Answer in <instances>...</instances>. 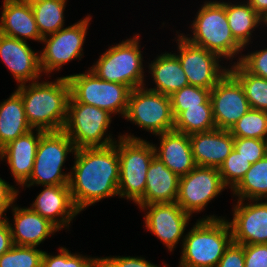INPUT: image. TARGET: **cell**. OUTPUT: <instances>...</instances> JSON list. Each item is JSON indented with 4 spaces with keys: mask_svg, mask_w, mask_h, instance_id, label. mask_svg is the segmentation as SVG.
Instances as JSON below:
<instances>
[{
    "mask_svg": "<svg viewBox=\"0 0 267 267\" xmlns=\"http://www.w3.org/2000/svg\"><path fill=\"white\" fill-rule=\"evenodd\" d=\"M69 188L81 212L104 198L118 195L120 162L116 142L105 147L76 149Z\"/></svg>",
    "mask_w": 267,
    "mask_h": 267,
    "instance_id": "obj_1",
    "label": "cell"
},
{
    "mask_svg": "<svg viewBox=\"0 0 267 267\" xmlns=\"http://www.w3.org/2000/svg\"><path fill=\"white\" fill-rule=\"evenodd\" d=\"M22 98L25 116L32 129L61 131L67 120L70 84L66 76L52 81L22 84L15 90Z\"/></svg>",
    "mask_w": 267,
    "mask_h": 267,
    "instance_id": "obj_2",
    "label": "cell"
},
{
    "mask_svg": "<svg viewBox=\"0 0 267 267\" xmlns=\"http://www.w3.org/2000/svg\"><path fill=\"white\" fill-rule=\"evenodd\" d=\"M181 241L178 267H216L233 240L225 217L207 215L198 219Z\"/></svg>",
    "mask_w": 267,
    "mask_h": 267,
    "instance_id": "obj_3",
    "label": "cell"
},
{
    "mask_svg": "<svg viewBox=\"0 0 267 267\" xmlns=\"http://www.w3.org/2000/svg\"><path fill=\"white\" fill-rule=\"evenodd\" d=\"M195 16L190 27L192 36H184L190 43L231 61L243 52L231 34L223 1H205Z\"/></svg>",
    "mask_w": 267,
    "mask_h": 267,
    "instance_id": "obj_4",
    "label": "cell"
},
{
    "mask_svg": "<svg viewBox=\"0 0 267 267\" xmlns=\"http://www.w3.org/2000/svg\"><path fill=\"white\" fill-rule=\"evenodd\" d=\"M118 139L116 141L120 162L118 196L137 204L144 197L147 170L155 156L153 142L135 137L131 133L119 135Z\"/></svg>",
    "mask_w": 267,
    "mask_h": 267,
    "instance_id": "obj_5",
    "label": "cell"
},
{
    "mask_svg": "<svg viewBox=\"0 0 267 267\" xmlns=\"http://www.w3.org/2000/svg\"><path fill=\"white\" fill-rule=\"evenodd\" d=\"M133 36L110 46L89 69L102 80L124 84L131 90L146 86L140 35Z\"/></svg>",
    "mask_w": 267,
    "mask_h": 267,
    "instance_id": "obj_6",
    "label": "cell"
},
{
    "mask_svg": "<svg viewBox=\"0 0 267 267\" xmlns=\"http://www.w3.org/2000/svg\"><path fill=\"white\" fill-rule=\"evenodd\" d=\"M72 140L63 131H46L41 135L32 173L21 187L69 185L71 172L62 169L69 153L75 154Z\"/></svg>",
    "mask_w": 267,
    "mask_h": 267,
    "instance_id": "obj_7",
    "label": "cell"
},
{
    "mask_svg": "<svg viewBox=\"0 0 267 267\" xmlns=\"http://www.w3.org/2000/svg\"><path fill=\"white\" fill-rule=\"evenodd\" d=\"M111 116L106 110L77 102L70 95L63 131L76 149L109 146L117 141L107 131L112 121Z\"/></svg>",
    "mask_w": 267,
    "mask_h": 267,
    "instance_id": "obj_8",
    "label": "cell"
},
{
    "mask_svg": "<svg viewBox=\"0 0 267 267\" xmlns=\"http://www.w3.org/2000/svg\"><path fill=\"white\" fill-rule=\"evenodd\" d=\"M70 84V95L80 103L106 110L112 115L127 111L131 89L119 83L99 78L89 68L85 73L66 76Z\"/></svg>",
    "mask_w": 267,
    "mask_h": 267,
    "instance_id": "obj_9",
    "label": "cell"
},
{
    "mask_svg": "<svg viewBox=\"0 0 267 267\" xmlns=\"http://www.w3.org/2000/svg\"><path fill=\"white\" fill-rule=\"evenodd\" d=\"M124 118L153 135L174 129L170 96L145 86L131 90Z\"/></svg>",
    "mask_w": 267,
    "mask_h": 267,
    "instance_id": "obj_10",
    "label": "cell"
},
{
    "mask_svg": "<svg viewBox=\"0 0 267 267\" xmlns=\"http://www.w3.org/2000/svg\"><path fill=\"white\" fill-rule=\"evenodd\" d=\"M88 14L84 19L58 32L42 38L45 46L40 51V67L46 76L59 71L68 62L83 57V45L91 21Z\"/></svg>",
    "mask_w": 267,
    "mask_h": 267,
    "instance_id": "obj_11",
    "label": "cell"
},
{
    "mask_svg": "<svg viewBox=\"0 0 267 267\" xmlns=\"http://www.w3.org/2000/svg\"><path fill=\"white\" fill-rule=\"evenodd\" d=\"M177 33V50L173 53L181 64L189 85L211 90L229 71L219 64L222 59L214 52L190 43L183 33Z\"/></svg>",
    "mask_w": 267,
    "mask_h": 267,
    "instance_id": "obj_12",
    "label": "cell"
},
{
    "mask_svg": "<svg viewBox=\"0 0 267 267\" xmlns=\"http://www.w3.org/2000/svg\"><path fill=\"white\" fill-rule=\"evenodd\" d=\"M225 189L218 168L196 166L180 177L176 203L192 217Z\"/></svg>",
    "mask_w": 267,
    "mask_h": 267,
    "instance_id": "obj_13",
    "label": "cell"
},
{
    "mask_svg": "<svg viewBox=\"0 0 267 267\" xmlns=\"http://www.w3.org/2000/svg\"><path fill=\"white\" fill-rule=\"evenodd\" d=\"M144 216L145 227L163 242L170 252L174 250L189 225L191 216L176 202L152 203L139 206ZM148 210V211H147Z\"/></svg>",
    "mask_w": 267,
    "mask_h": 267,
    "instance_id": "obj_14",
    "label": "cell"
},
{
    "mask_svg": "<svg viewBox=\"0 0 267 267\" xmlns=\"http://www.w3.org/2000/svg\"><path fill=\"white\" fill-rule=\"evenodd\" d=\"M210 99L218 129L230 130L251 109L242 85L229 71L211 89Z\"/></svg>",
    "mask_w": 267,
    "mask_h": 267,
    "instance_id": "obj_15",
    "label": "cell"
},
{
    "mask_svg": "<svg viewBox=\"0 0 267 267\" xmlns=\"http://www.w3.org/2000/svg\"><path fill=\"white\" fill-rule=\"evenodd\" d=\"M237 200L228 223L233 242L241 245L267 244V200ZM252 202V203H251Z\"/></svg>",
    "mask_w": 267,
    "mask_h": 267,
    "instance_id": "obj_16",
    "label": "cell"
},
{
    "mask_svg": "<svg viewBox=\"0 0 267 267\" xmlns=\"http://www.w3.org/2000/svg\"><path fill=\"white\" fill-rule=\"evenodd\" d=\"M38 53L31 49L28 42L0 33V58L18 86L37 81L43 76Z\"/></svg>",
    "mask_w": 267,
    "mask_h": 267,
    "instance_id": "obj_17",
    "label": "cell"
},
{
    "mask_svg": "<svg viewBox=\"0 0 267 267\" xmlns=\"http://www.w3.org/2000/svg\"><path fill=\"white\" fill-rule=\"evenodd\" d=\"M30 208L48 219L59 230L69 229L71 221L80 213L73 202L69 185L44 186Z\"/></svg>",
    "mask_w": 267,
    "mask_h": 267,
    "instance_id": "obj_18",
    "label": "cell"
},
{
    "mask_svg": "<svg viewBox=\"0 0 267 267\" xmlns=\"http://www.w3.org/2000/svg\"><path fill=\"white\" fill-rule=\"evenodd\" d=\"M36 131V132H34ZM45 131L32 129L0 149V159L9 165L16 185L22 186L30 177L41 135Z\"/></svg>",
    "mask_w": 267,
    "mask_h": 267,
    "instance_id": "obj_19",
    "label": "cell"
},
{
    "mask_svg": "<svg viewBox=\"0 0 267 267\" xmlns=\"http://www.w3.org/2000/svg\"><path fill=\"white\" fill-rule=\"evenodd\" d=\"M196 166L218 168L234 149V137L229 130L215 128L189 135Z\"/></svg>",
    "mask_w": 267,
    "mask_h": 267,
    "instance_id": "obj_20",
    "label": "cell"
},
{
    "mask_svg": "<svg viewBox=\"0 0 267 267\" xmlns=\"http://www.w3.org/2000/svg\"><path fill=\"white\" fill-rule=\"evenodd\" d=\"M11 209L14 223L8 221V224L11 229L13 245L38 247L50 235L59 232L54 224L30 207L21 208L15 204Z\"/></svg>",
    "mask_w": 267,
    "mask_h": 267,
    "instance_id": "obj_21",
    "label": "cell"
},
{
    "mask_svg": "<svg viewBox=\"0 0 267 267\" xmlns=\"http://www.w3.org/2000/svg\"><path fill=\"white\" fill-rule=\"evenodd\" d=\"M155 136L160 141L159 147L153 144L155 156L172 172L182 177L196 167L188 134L172 130Z\"/></svg>",
    "mask_w": 267,
    "mask_h": 267,
    "instance_id": "obj_22",
    "label": "cell"
},
{
    "mask_svg": "<svg viewBox=\"0 0 267 267\" xmlns=\"http://www.w3.org/2000/svg\"><path fill=\"white\" fill-rule=\"evenodd\" d=\"M0 33L27 42H42L31 5L17 0H3Z\"/></svg>",
    "mask_w": 267,
    "mask_h": 267,
    "instance_id": "obj_23",
    "label": "cell"
},
{
    "mask_svg": "<svg viewBox=\"0 0 267 267\" xmlns=\"http://www.w3.org/2000/svg\"><path fill=\"white\" fill-rule=\"evenodd\" d=\"M179 181L180 177L154 156L146 174L144 197L136 205L176 202Z\"/></svg>",
    "mask_w": 267,
    "mask_h": 267,
    "instance_id": "obj_24",
    "label": "cell"
},
{
    "mask_svg": "<svg viewBox=\"0 0 267 267\" xmlns=\"http://www.w3.org/2000/svg\"><path fill=\"white\" fill-rule=\"evenodd\" d=\"M148 71L155 85L152 91L171 96L174 92L188 86L189 82L179 59L171 52H163L149 63Z\"/></svg>",
    "mask_w": 267,
    "mask_h": 267,
    "instance_id": "obj_25",
    "label": "cell"
},
{
    "mask_svg": "<svg viewBox=\"0 0 267 267\" xmlns=\"http://www.w3.org/2000/svg\"><path fill=\"white\" fill-rule=\"evenodd\" d=\"M30 130L22 98L14 91L0 103V149Z\"/></svg>",
    "mask_w": 267,
    "mask_h": 267,
    "instance_id": "obj_26",
    "label": "cell"
},
{
    "mask_svg": "<svg viewBox=\"0 0 267 267\" xmlns=\"http://www.w3.org/2000/svg\"><path fill=\"white\" fill-rule=\"evenodd\" d=\"M228 25L234 39L244 48L249 45L256 27L264 23L262 17L247 1L239 3L224 2Z\"/></svg>",
    "mask_w": 267,
    "mask_h": 267,
    "instance_id": "obj_27",
    "label": "cell"
},
{
    "mask_svg": "<svg viewBox=\"0 0 267 267\" xmlns=\"http://www.w3.org/2000/svg\"><path fill=\"white\" fill-rule=\"evenodd\" d=\"M215 128L210 98L204 104H199V106L184 107V111L174 118L173 130L188 135L207 132Z\"/></svg>",
    "mask_w": 267,
    "mask_h": 267,
    "instance_id": "obj_28",
    "label": "cell"
},
{
    "mask_svg": "<svg viewBox=\"0 0 267 267\" xmlns=\"http://www.w3.org/2000/svg\"><path fill=\"white\" fill-rule=\"evenodd\" d=\"M231 192L237 200H267V155L251 164L243 179Z\"/></svg>",
    "mask_w": 267,
    "mask_h": 267,
    "instance_id": "obj_29",
    "label": "cell"
},
{
    "mask_svg": "<svg viewBox=\"0 0 267 267\" xmlns=\"http://www.w3.org/2000/svg\"><path fill=\"white\" fill-rule=\"evenodd\" d=\"M68 0H41L31 5L42 38L64 28V10Z\"/></svg>",
    "mask_w": 267,
    "mask_h": 267,
    "instance_id": "obj_30",
    "label": "cell"
},
{
    "mask_svg": "<svg viewBox=\"0 0 267 267\" xmlns=\"http://www.w3.org/2000/svg\"><path fill=\"white\" fill-rule=\"evenodd\" d=\"M228 68L242 85L250 107L267 112V79L249 73L236 61Z\"/></svg>",
    "mask_w": 267,
    "mask_h": 267,
    "instance_id": "obj_31",
    "label": "cell"
},
{
    "mask_svg": "<svg viewBox=\"0 0 267 267\" xmlns=\"http://www.w3.org/2000/svg\"><path fill=\"white\" fill-rule=\"evenodd\" d=\"M229 131L234 138L267 140V112L251 108Z\"/></svg>",
    "mask_w": 267,
    "mask_h": 267,
    "instance_id": "obj_32",
    "label": "cell"
},
{
    "mask_svg": "<svg viewBox=\"0 0 267 267\" xmlns=\"http://www.w3.org/2000/svg\"><path fill=\"white\" fill-rule=\"evenodd\" d=\"M43 252L37 247L13 245L0 256V267H41Z\"/></svg>",
    "mask_w": 267,
    "mask_h": 267,
    "instance_id": "obj_33",
    "label": "cell"
},
{
    "mask_svg": "<svg viewBox=\"0 0 267 267\" xmlns=\"http://www.w3.org/2000/svg\"><path fill=\"white\" fill-rule=\"evenodd\" d=\"M250 167L251 163L233 149L219 167V173L224 186L226 188L229 187L232 191L240 183Z\"/></svg>",
    "mask_w": 267,
    "mask_h": 267,
    "instance_id": "obj_34",
    "label": "cell"
},
{
    "mask_svg": "<svg viewBox=\"0 0 267 267\" xmlns=\"http://www.w3.org/2000/svg\"><path fill=\"white\" fill-rule=\"evenodd\" d=\"M211 90L188 85L180 90L174 92L170 96L172 112L174 118L182 111L184 107L199 106V104H204L210 98Z\"/></svg>",
    "mask_w": 267,
    "mask_h": 267,
    "instance_id": "obj_35",
    "label": "cell"
},
{
    "mask_svg": "<svg viewBox=\"0 0 267 267\" xmlns=\"http://www.w3.org/2000/svg\"><path fill=\"white\" fill-rule=\"evenodd\" d=\"M59 254L50 255L43 252L41 267H90L99 257H86V255L69 252L66 247H59Z\"/></svg>",
    "mask_w": 267,
    "mask_h": 267,
    "instance_id": "obj_36",
    "label": "cell"
},
{
    "mask_svg": "<svg viewBox=\"0 0 267 267\" xmlns=\"http://www.w3.org/2000/svg\"><path fill=\"white\" fill-rule=\"evenodd\" d=\"M234 149L251 164H254L267 155V140L234 138Z\"/></svg>",
    "mask_w": 267,
    "mask_h": 267,
    "instance_id": "obj_37",
    "label": "cell"
},
{
    "mask_svg": "<svg viewBox=\"0 0 267 267\" xmlns=\"http://www.w3.org/2000/svg\"><path fill=\"white\" fill-rule=\"evenodd\" d=\"M249 73L267 79V48L241 54L238 61Z\"/></svg>",
    "mask_w": 267,
    "mask_h": 267,
    "instance_id": "obj_38",
    "label": "cell"
},
{
    "mask_svg": "<svg viewBox=\"0 0 267 267\" xmlns=\"http://www.w3.org/2000/svg\"><path fill=\"white\" fill-rule=\"evenodd\" d=\"M243 248L245 267H267V244H246Z\"/></svg>",
    "mask_w": 267,
    "mask_h": 267,
    "instance_id": "obj_39",
    "label": "cell"
},
{
    "mask_svg": "<svg viewBox=\"0 0 267 267\" xmlns=\"http://www.w3.org/2000/svg\"><path fill=\"white\" fill-rule=\"evenodd\" d=\"M101 261L106 267H162L153 264L150 261L145 260L143 257H131V256H111L101 257ZM165 267H169L168 264H164ZM163 266V267H164Z\"/></svg>",
    "mask_w": 267,
    "mask_h": 267,
    "instance_id": "obj_40",
    "label": "cell"
},
{
    "mask_svg": "<svg viewBox=\"0 0 267 267\" xmlns=\"http://www.w3.org/2000/svg\"><path fill=\"white\" fill-rule=\"evenodd\" d=\"M216 267H245L243 245L232 241Z\"/></svg>",
    "mask_w": 267,
    "mask_h": 267,
    "instance_id": "obj_41",
    "label": "cell"
},
{
    "mask_svg": "<svg viewBox=\"0 0 267 267\" xmlns=\"http://www.w3.org/2000/svg\"><path fill=\"white\" fill-rule=\"evenodd\" d=\"M8 183L0 177V218L6 217L5 213L15 204L19 194V189Z\"/></svg>",
    "mask_w": 267,
    "mask_h": 267,
    "instance_id": "obj_42",
    "label": "cell"
},
{
    "mask_svg": "<svg viewBox=\"0 0 267 267\" xmlns=\"http://www.w3.org/2000/svg\"><path fill=\"white\" fill-rule=\"evenodd\" d=\"M9 218H0V256L13 246Z\"/></svg>",
    "mask_w": 267,
    "mask_h": 267,
    "instance_id": "obj_43",
    "label": "cell"
},
{
    "mask_svg": "<svg viewBox=\"0 0 267 267\" xmlns=\"http://www.w3.org/2000/svg\"><path fill=\"white\" fill-rule=\"evenodd\" d=\"M250 6L262 17L267 18V0H246Z\"/></svg>",
    "mask_w": 267,
    "mask_h": 267,
    "instance_id": "obj_44",
    "label": "cell"
},
{
    "mask_svg": "<svg viewBox=\"0 0 267 267\" xmlns=\"http://www.w3.org/2000/svg\"><path fill=\"white\" fill-rule=\"evenodd\" d=\"M90 267H106L105 264L98 258Z\"/></svg>",
    "mask_w": 267,
    "mask_h": 267,
    "instance_id": "obj_45",
    "label": "cell"
},
{
    "mask_svg": "<svg viewBox=\"0 0 267 267\" xmlns=\"http://www.w3.org/2000/svg\"><path fill=\"white\" fill-rule=\"evenodd\" d=\"M23 3H26L28 5H33L34 3L40 2L41 0H17Z\"/></svg>",
    "mask_w": 267,
    "mask_h": 267,
    "instance_id": "obj_46",
    "label": "cell"
},
{
    "mask_svg": "<svg viewBox=\"0 0 267 267\" xmlns=\"http://www.w3.org/2000/svg\"><path fill=\"white\" fill-rule=\"evenodd\" d=\"M264 25L267 26V18L264 20Z\"/></svg>",
    "mask_w": 267,
    "mask_h": 267,
    "instance_id": "obj_47",
    "label": "cell"
}]
</instances>
